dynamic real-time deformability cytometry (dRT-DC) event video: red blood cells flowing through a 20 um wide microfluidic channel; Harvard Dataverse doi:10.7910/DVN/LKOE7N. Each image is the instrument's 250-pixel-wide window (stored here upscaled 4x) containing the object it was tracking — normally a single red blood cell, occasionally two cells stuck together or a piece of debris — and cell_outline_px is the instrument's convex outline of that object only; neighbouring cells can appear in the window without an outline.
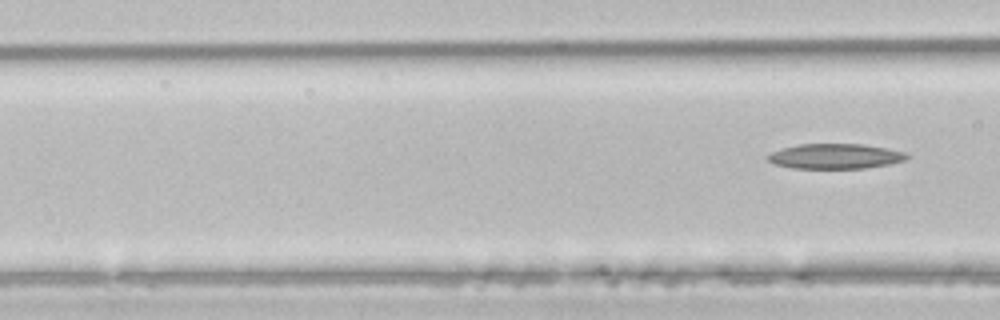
{"species": "common noctule bat (a hibernating species)", "species_latin": "Nyctalus noctula", "temperature_condition": "room temperature", "stored_images_in_passage": 6, "segment_of_instrument_passage": [2, 2], "camera_frame_rate_fps": 3000, "um_per_image_px": 0.085, "animal": {"sex": "male", "body_mass_g": 21.5, "forearm_length_mm": 52.0}, "frame": {"image": 1, "passage_image": 6, "time_ms": 1.667, "image_size_px": [1000, 320], "cell_outline_px": [[912, 156], [904, 160], [888, 164], [864, 168], [792, 168], [772, 164], [768, 160], [768, 156], [772, 152], [780, 148], [800, 144], [864, 144], [904, 152]], "centroid_in_image_um": [70.97, 13.28], "position_along_channel_um": 95.6, "area_um2": 20.23}}